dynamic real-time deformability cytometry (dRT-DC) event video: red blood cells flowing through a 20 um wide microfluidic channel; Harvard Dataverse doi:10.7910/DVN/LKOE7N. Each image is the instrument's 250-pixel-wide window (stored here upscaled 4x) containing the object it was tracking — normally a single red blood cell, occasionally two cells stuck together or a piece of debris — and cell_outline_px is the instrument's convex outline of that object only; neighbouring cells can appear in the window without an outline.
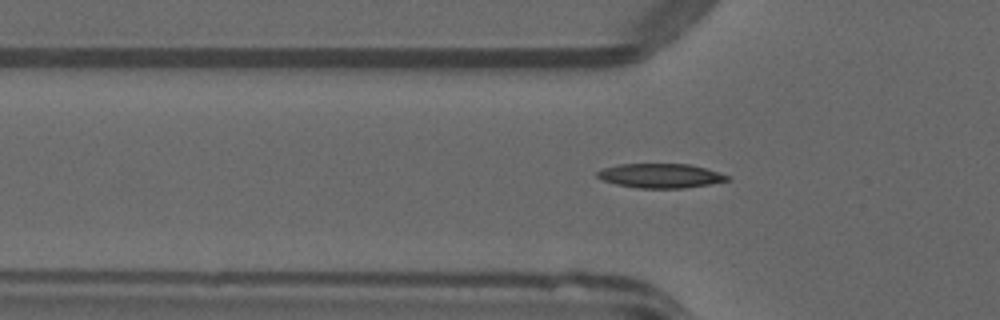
{"species": "common noctule bat (a hibernating species)", "species_latin": "Nyctalus noctula", "temperature_condition": "warm", "stored_images_in_passage": 35, "camera_frame_rate_fps": 3000, "um_per_image_px": 0.085, "animal": {"sex": "male", "forearm_length_mm": 52.5}, "frame": {"image": 1, "passage_image": 3, "time_ms": 0.667, "image_size_px": [1000, 320], "cell_outline_px": [[732, 180], [684, 188], [636, 188], [616, 184], [604, 180], [596, 176], [596, 172], [604, 168], [620, 164], [688, 164], [704, 168], [732, 176]], "centroid_in_image_um": [56.17, 14.94], "position_along_channel_um": 69.6, "area_um2": 18.38}}
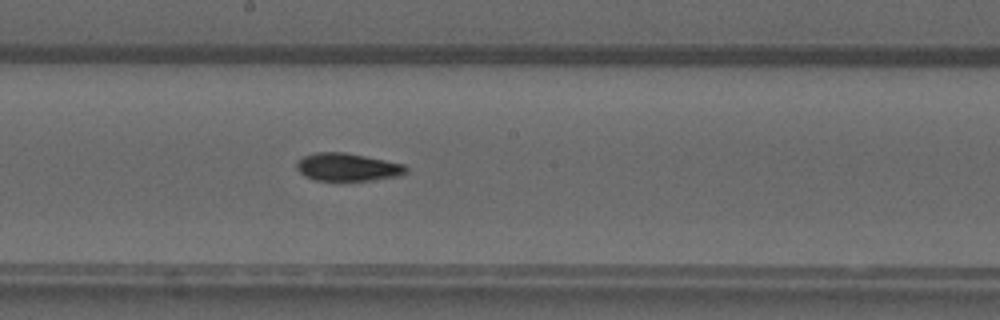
{"frame": {"image": 2, "passage_image": 14, "time_ms": 4.333, "image_size_px": [1000, 320], "cell_outline_px": [[408, 172], [400, 176], [372, 180], [316, 180], [304, 176], [296, 168], [296, 160], [304, 156], [316, 152], [344, 152], [404, 164], [408, 168]], "centroid_in_image_um": [29.53, 14.2], "position_along_channel_um": 218.7, "area_um2": 17.74}}
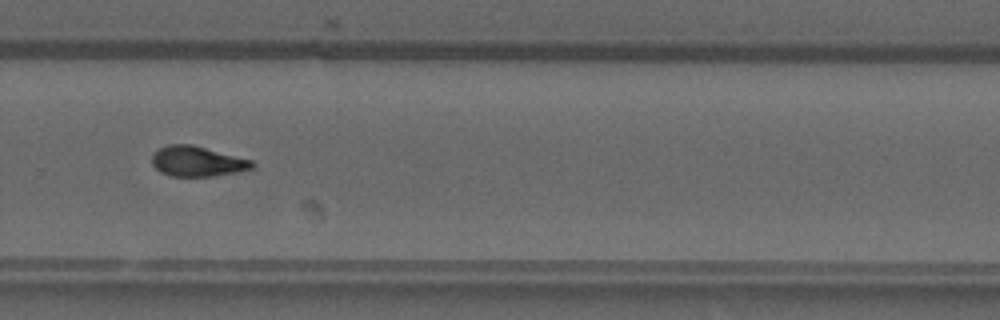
{"frame": {"image": 3, "passage_image": 21, "time_ms": 6.667, "image_size_px": [1000, 320], "cell_outline_px": [[256, 164], [252, 168], [236, 172], [212, 176], [172, 176], [160, 172], [152, 164], [152, 156], [160, 148], [168, 144], [192, 144], [252, 160]], "centroid_in_image_um": [16.77, 13.71], "position_along_channel_um": 313.0, "area_um2": 17.51}, "authors_computed_cell_mechanics": {"area_um2": 17.5134, "velocity_mm_per_s": 4.0572, "shape_relaxation_time_tau1_ms": null, "shape_relaxation_time_tau2_ms": 2.7315, "deformation_change_tau1": null, "deformation_change_tau2": 0.0903}}